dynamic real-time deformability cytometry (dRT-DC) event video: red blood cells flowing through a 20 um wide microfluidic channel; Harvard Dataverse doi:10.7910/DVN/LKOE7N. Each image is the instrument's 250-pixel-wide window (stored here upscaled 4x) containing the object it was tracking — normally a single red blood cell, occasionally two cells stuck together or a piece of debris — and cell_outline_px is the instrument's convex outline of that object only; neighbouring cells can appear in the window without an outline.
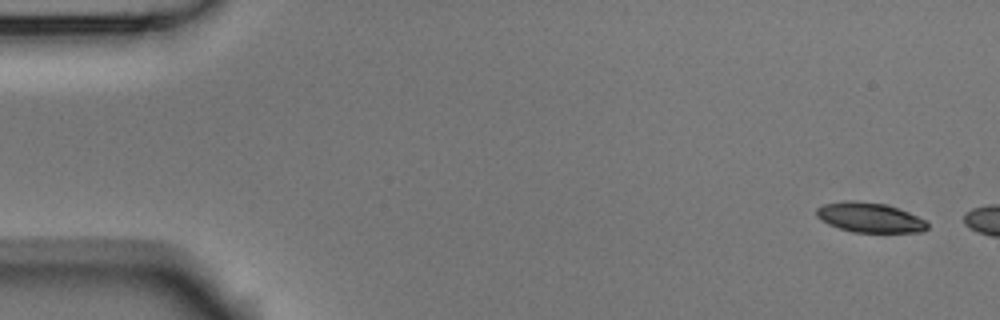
{"species": "Egyptian fruit bat (a non-hibernating species)", "species_latin": "Rousettus aegyptiacus", "temperature_condition": "room temperature", "stored_images_in_passage": 3, "camera_frame_rate_fps": 3000, "um_per_image_px": 0.085, "animal": {"sex": "male"}, "frame": {"image": 1, "passage_image": 1, "time_ms": 0.0, "image_size_px": [1000, 320], "cell_outline_px": [[928, 228], [924, 232], [852, 232], [828, 224], [820, 220], [816, 216], [816, 208], [824, 204], [844, 200], [856, 200], [884, 204], [908, 212], [924, 220], [928, 224]], "centroid_in_image_um": [73.89, 18.49], "position_along_channel_um": 11.1, "area_um2": 19.25}}